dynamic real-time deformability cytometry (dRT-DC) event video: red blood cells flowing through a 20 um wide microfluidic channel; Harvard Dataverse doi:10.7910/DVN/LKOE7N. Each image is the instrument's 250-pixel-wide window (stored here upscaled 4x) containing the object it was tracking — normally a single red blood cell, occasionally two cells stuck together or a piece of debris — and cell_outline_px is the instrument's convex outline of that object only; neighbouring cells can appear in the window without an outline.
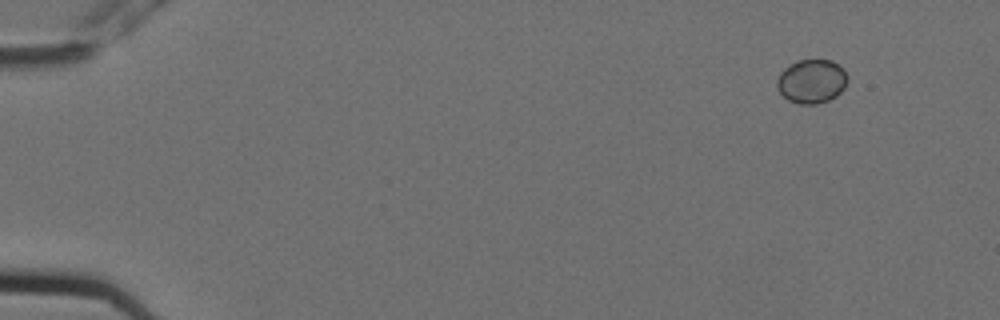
{"species": "Egyptian fruit bat (a non-hibernating species)", "species_latin": "Rousettus aegyptiacus", "temperature_condition": "cold", "stored_images_in_passage": 4, "camera_frame_rate_fps": 3000, "um_per_image_px": 0.085, "animal": {"sex": "female"}, "frame": {"image": 1, "passage_image": 1, "time_ms": 0.0, "image_size_px": [1000, 320], "cell_outline_px": [[848, 80], [844, 88], [836, 96], [828, 100], [816, 104], [800, 104], [788, 100], [776, 88], [776, 80], [780, 72], [784, 68], [800, 60], [832, 60], [840, 64], [844, 68], [848, 76]], "centroid_in_image_um": [69.01, 6.9], "position_along_channel_um": 16.0, "area_um2": 18.21}}